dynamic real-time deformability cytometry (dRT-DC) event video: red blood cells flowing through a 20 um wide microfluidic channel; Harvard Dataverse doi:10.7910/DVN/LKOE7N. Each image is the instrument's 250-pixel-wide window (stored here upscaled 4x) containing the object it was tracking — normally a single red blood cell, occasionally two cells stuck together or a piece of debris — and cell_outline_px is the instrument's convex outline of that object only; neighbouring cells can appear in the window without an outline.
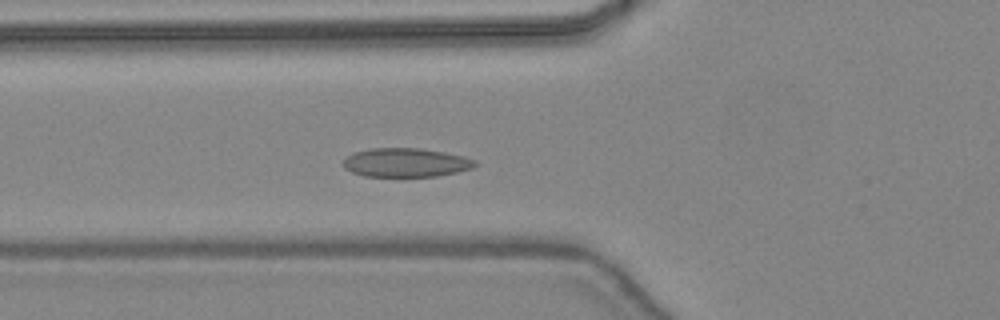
{"species": "common noctule bat (a hibernating species)", "species_latin": "Nyctalus noctula", "temperature_condition": "warm", "stored_images_in_passage": 44, "camera_frame_rate_fps": 3000, "um_per_image_px": 0.085, "animal": {"sex": "female", "body_mass_g": 24.6, "forearm_length_mm": 56.2}, "frame": {"image": 1, "passage_image": 15, "time_ms": 4.667, "image_size_px": [1000, 320], "cell_outline_px": [[480, 164], [472, 168], [456, 172], [436, 176], [364, 176], [352, 172], [344, 168], [340, 164], [352, 152], [372, 148], [420, 148], [444, 152], [464, 156], [476, 160]], "centroid_in_image_um": [34.49, 13.81], "position_along_channel_um": 91.3, "area_um2": 22.31}}
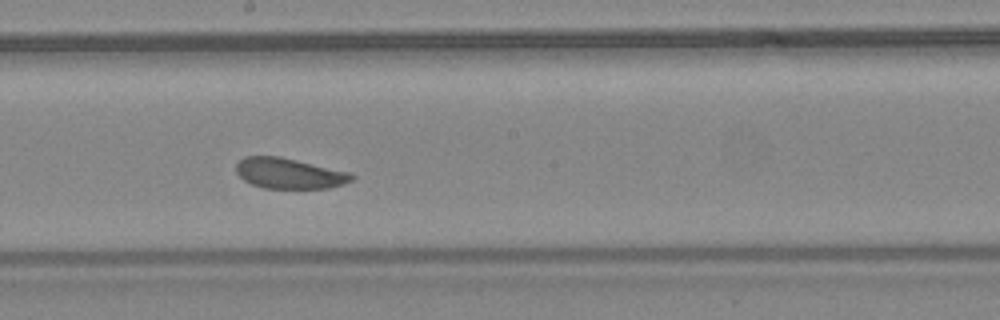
{"frame": {"image": 2, "passage_image": 24, "time_ms": 7.667, "image_size_px": [1000, 320], "cell_outline_px": [[356, 176], [352, 180], [344, 184], [328, 188], [264, 188], [252, 184], [244, 180], [236, 172], [236, 164], [244, 156], [280, 156], [352, 172]], "centroid_in_image_um": [24.62, 14.73], "position_along_channel_um": 223.6, "area_um2": 20.75}}
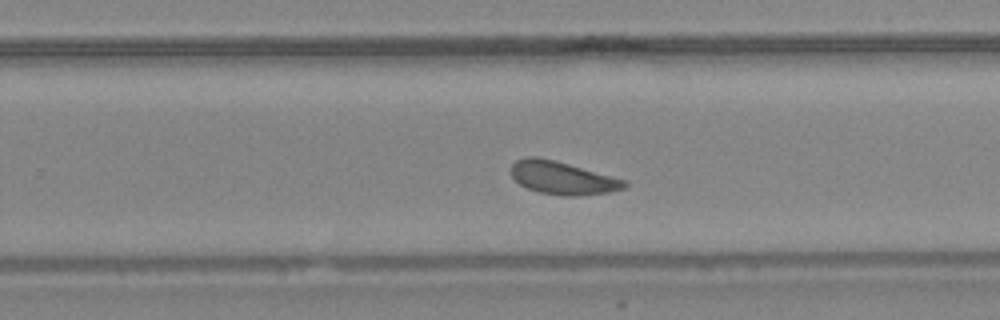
{"frame": {"image": 3, "passage_image": 28, "time_ms": 9.0, "image_size_px": [1000, 320], "cell_outline_px": [[628, 184], [624, 188], [608, 192], [580, 196], [564, 196], [540, 192], [528, 188], [520, 184], [512, 176], [512, 164], [516, 160], [524, 156], [536, 156], [568, 164], [628, 180]], "centroid_in_image_um": [47.83, 15.12], "position_along_channel_um": 282.0, "area_um2": 21.62}, "authors_computed_cell_mechanics": {"area_um2": 21.964, "velocity_mm_per_s": 4.4083, "shape_relaxation_time_tau1_ms": null, "shape_relaxation_time_tau2_ms": 5.9251, "deformation_change_tau1": null, "deformation_change_tau2": 0.1381}}